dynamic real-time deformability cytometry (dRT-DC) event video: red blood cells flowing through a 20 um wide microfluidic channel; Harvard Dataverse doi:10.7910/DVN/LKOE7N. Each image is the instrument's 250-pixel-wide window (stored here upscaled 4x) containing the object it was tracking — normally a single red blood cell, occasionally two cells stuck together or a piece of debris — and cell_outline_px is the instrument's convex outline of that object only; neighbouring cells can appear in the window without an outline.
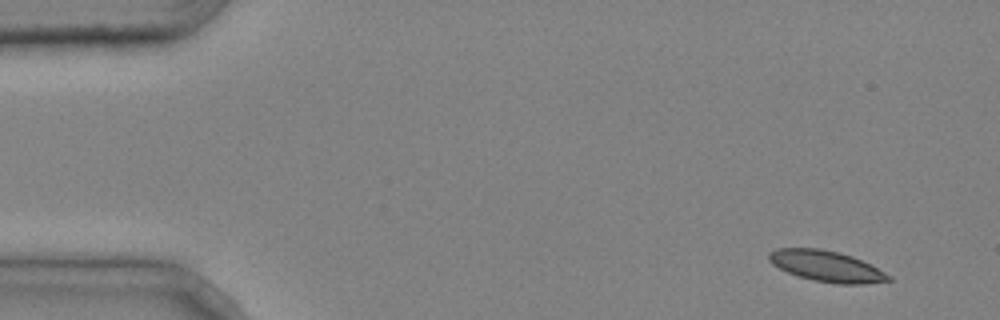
{"species": "common noctule bat (a hibernating species)", "species_latin": "Nyctalus noctula", "temperature_condition": "cold", "stored_images_in_passage": 5, "segment_of_instrument_passage": [1, 2], "camera_frame_rate_fps": 3000, "um_per_image_px": 0.085, "animal": {"sex": "male", "body_mass_g": 20.4}, "frame": {"image": 1, "passage_image": 2, "time_ms": 0.333, "image_size_px": [1000, 320], "cell_outline_px": [[892, 280], [864, 284], [836, 284], [812, 280], [788, 272], [772, 264], [768, 260], [768, 252], [776, 248], [820, 248], [840, 252], [852, 256], [892, 276]], "centroid_in_image_um": [70.23, 22.62], "position_along_channel_um": 14.8, "area_um2": 21.5}}